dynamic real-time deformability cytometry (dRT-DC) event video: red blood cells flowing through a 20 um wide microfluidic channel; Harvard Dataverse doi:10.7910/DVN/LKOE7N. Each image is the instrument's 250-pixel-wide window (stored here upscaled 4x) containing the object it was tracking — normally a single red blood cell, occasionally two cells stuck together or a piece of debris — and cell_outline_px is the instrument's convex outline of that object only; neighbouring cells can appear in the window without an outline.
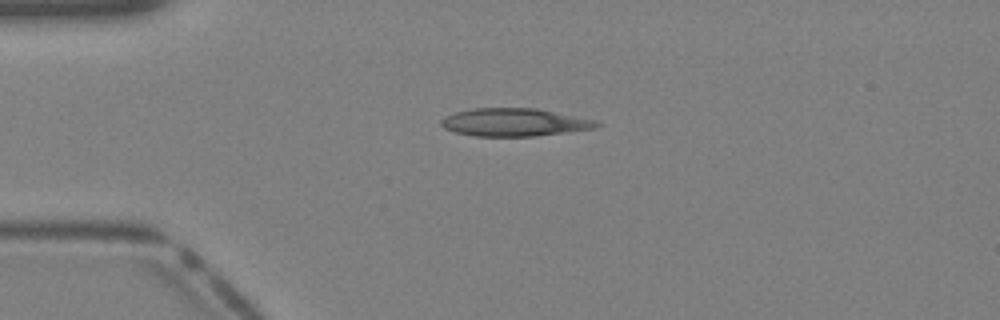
{"species": "Egyptian fruit bat (a non-hibernating species)", "species_latin": "Rousettus aegyptiacus", "temperature_condition": "warm", "stored_images_in_passage": 31, "camera_frame_rate_fps": 3000, "um_per_image_px": 0.085, "animal": {"sex": "female"}, "frame": {"image": 1, "passage_image": 1, "time_ms": 0.0, "image_size_px": [1000, 320], "cell_outline_px": [[604, 124], [596, 128], [536, 136], [472, 136], [456, 132], [444, 128], [440, 124], [440, 120], [444, 116], [456, 112], [472, 108], [536, 108], [596, 120]], "centroid_in_image_um": [43.72, 10.39], "position_along_channel_um": 41.3, "area_um2": 25.37}}
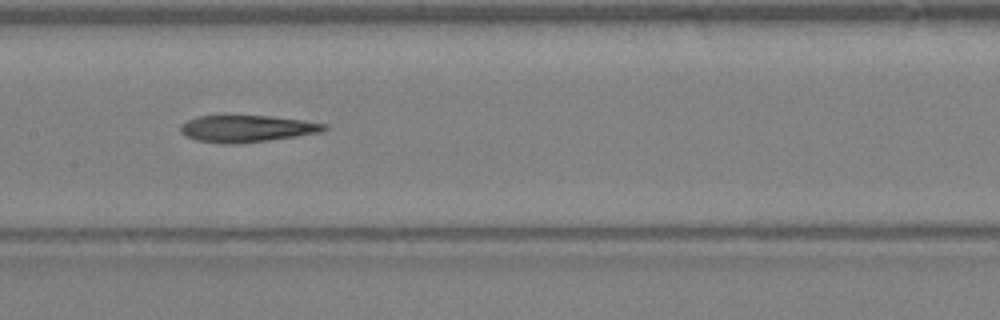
{"frame": {"image": 2, "passage_image": 11, "time_ms": 3.333, "image_size_px": [1000, 320], "cell_outline_px": [[328, 128], [320, 132], [296, 136], [268, 140], [236, 144], [224, 144], [196, 140], [180, 132], [180, 124], [188, 120], [200, 116], [272, 116], [328, 124]], "centroid_in_image_um": [20.97, 10.94], "position_along_channel_um": 186.4, "area_um2": 22.25}}
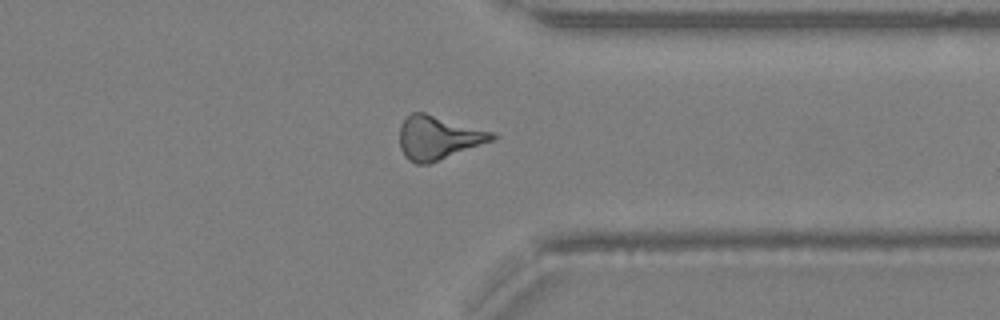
{"frame": {"image": 3, "passage_image": 22, "time_ms": 7.0, "image_size_px": [1000, 320], "cell_outline_px": [[496, 140], [428, 164], [416, 164], [408, 160], [404, 156], [400, 148], [400, 124], [412, 112], [424, 112], [496, 132]], "centroid_in_image_um": [37.28, 11.7], "position_along_channel_um": 374.1, "area_um2": 23.81}}